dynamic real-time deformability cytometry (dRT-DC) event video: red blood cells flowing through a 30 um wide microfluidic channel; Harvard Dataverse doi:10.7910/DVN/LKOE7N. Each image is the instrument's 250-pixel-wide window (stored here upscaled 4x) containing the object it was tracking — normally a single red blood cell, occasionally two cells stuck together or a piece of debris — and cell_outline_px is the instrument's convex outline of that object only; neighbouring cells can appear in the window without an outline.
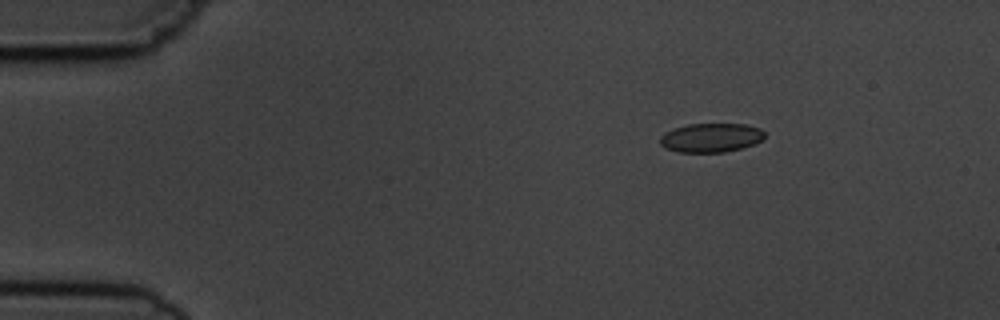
{"species": "common noctule bat (a hibernating species)", "species_latin": "Nyctalus noctula", "temperature_condition": "cold", "stored_images_in_passage": 3, "camera_frame_rate_fps": 3000, "um_per_image_px": 0.085, "animal": {"sex": "male", "body_mass_g": 19.5, "forearm_length_mm": 54.6}, "frame": {"image": 1, "passage_image": 1, "time_ms": 0.0, "image_size_px": [1000, 320], "cell_outline_px": [[764, 136], [760, 140], [752, 144], [740, 148], [724, 152], [680, 152], [664, 148], [660, 144], [660, 136], [664, 132], [672, 128], [688, 124], [744, 124], [760, 128], [764, 132]], "centroid_in_image_um": [60.37, 11.69], "position_along_channel_um": 24.6, "area_um2": 17.63}}
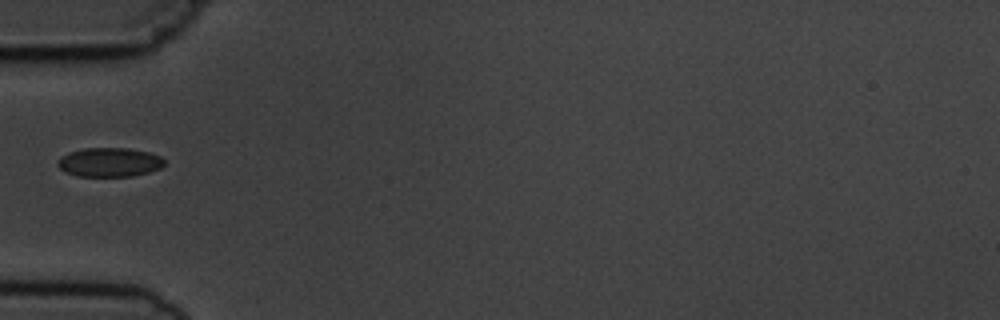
{"frame": {"image": 2, "passage_image": 3, "time_ms": 3.333, "image_size_px": [1000, 320], "cell_outline_px": [[164, 164], [160, 168], [148, 172], [132, 176], [76, 176], [64, 172], [56, 164], [56, 160], [60, 156], [68, 152], [84, 148], [128, 148], [148, 152], [160, 156], [164, 160]], "centroid_in_image_um": [9.24, 13.79], "position_along_channel_um": 75.8, "area_um2": 18.21}}